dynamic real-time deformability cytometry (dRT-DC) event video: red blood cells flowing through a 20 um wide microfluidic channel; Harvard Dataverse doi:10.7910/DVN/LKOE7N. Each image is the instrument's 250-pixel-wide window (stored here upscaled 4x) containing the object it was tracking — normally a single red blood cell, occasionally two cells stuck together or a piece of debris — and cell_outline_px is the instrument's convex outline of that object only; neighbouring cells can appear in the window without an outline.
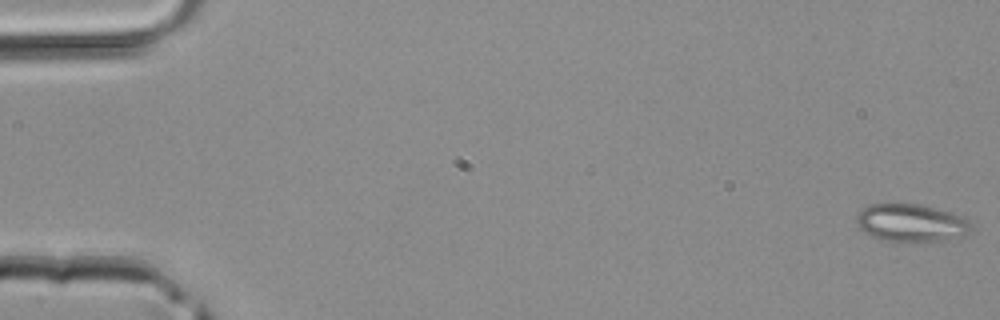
{"species": "common noctule bat (a hibernating species)", "species_latin": "Nyctalus noctula", "temperature_condition": "room temperature", "stored_images_in_passage": 13, "camera_frame_rate_fps": 3000, "um_per_image_px": 0.085, "animal": {"sex": "male", "body_mass_g": 20.4}, "frame": {"image": 1, "passage_image": 1, "time_ms": 0.0, "image_size_px": [1000, 320], "cell_outline_px": [[972, 232], [964, 236], [944, 240], [912, 244], [884, 240], [868, 236], [856, 224], [856, 216], [868, 204], [916, 204], [948, 212], [968, 220], [972, 224]], "centroid_in_image_um": [77.43, 19.0], "position_along_channel_um": 7.6, "area_um2": 25.61}}